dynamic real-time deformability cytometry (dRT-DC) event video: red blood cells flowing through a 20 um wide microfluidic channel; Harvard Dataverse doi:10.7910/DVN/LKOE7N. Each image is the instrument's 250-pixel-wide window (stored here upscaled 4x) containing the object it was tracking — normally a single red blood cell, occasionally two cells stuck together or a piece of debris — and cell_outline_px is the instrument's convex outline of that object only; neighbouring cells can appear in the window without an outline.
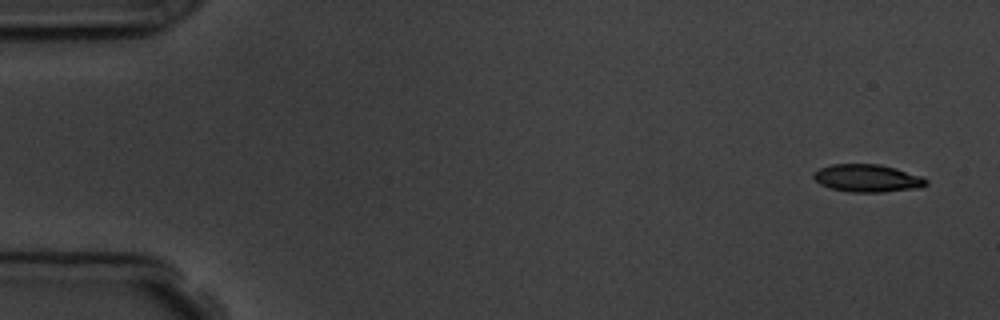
{"species": "common noctule bat (a hibernating species)", "species_latin": "Nyctalus noctula", "temperature_condition": "room temperature", "stored_images_in_passage": 5, "camera_frame_rate_fps": 3000, "um_per_image_px": 0.085, "animal": {"sex": "male", "body_mass_g": 19.5, "forearm_length_mm": 54.6}, "frame": {"image": 1, "passage_image": 1, "time_ms": 0.0, "image_size_px": [1000, 320], "cell_outline_px": [[928, 184], [920, 188], [880, 192], [848, 192], [832, 188], [820, 184], [812, 176], [820, 168], [832, 164], [880, 164], [896, 168], [924, 176], [928, 180]], "centroid_in_image_um": [73.79, 15.14], "position_along_channel_um": 11.2, "area_um2": 18.21}}